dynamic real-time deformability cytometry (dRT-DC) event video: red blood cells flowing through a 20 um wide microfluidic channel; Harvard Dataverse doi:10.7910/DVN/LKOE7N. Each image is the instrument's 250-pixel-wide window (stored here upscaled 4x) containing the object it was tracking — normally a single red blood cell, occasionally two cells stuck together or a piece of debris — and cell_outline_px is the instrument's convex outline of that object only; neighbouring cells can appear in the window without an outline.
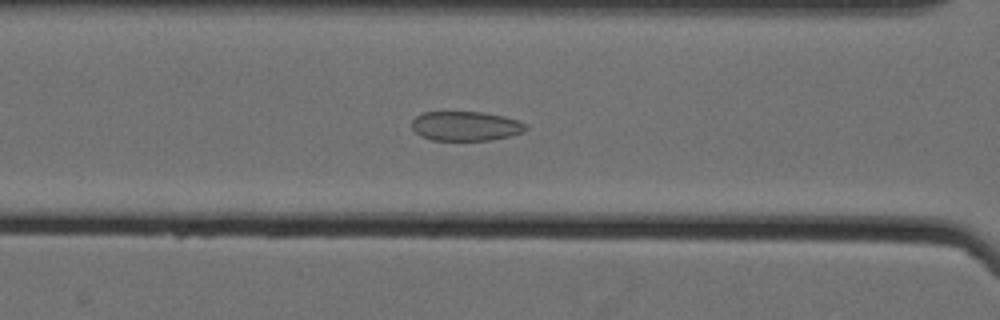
{"species": "Egyptian fruit bat (a non-hibernating species)", "species_latin": "Rousettus aegyptiacus", "temperature_condition": "cold", "stored_images_in_passage": 38, "camera_frame_rate_fps": 3000, "um_per_image_px": 0.085, "animal": {"sex": "female"}, "frame": {"image": 1, "passage_image": 8, "time_ms": 2.333, "image_size_px": [1000, 320], "cell_outline_px": [[528, 128], [524, 132], [508, 136], [488, 140], [432, 140], [420, 136], [412, 128], [412, 120], [416, 116], [424, 112], [484, 112], [504, 116], [528, 124]], "centroid_in_image_um": [39.59, 10.71], "position_along_channel_um": 127.0, "area_um2": 19.59}}
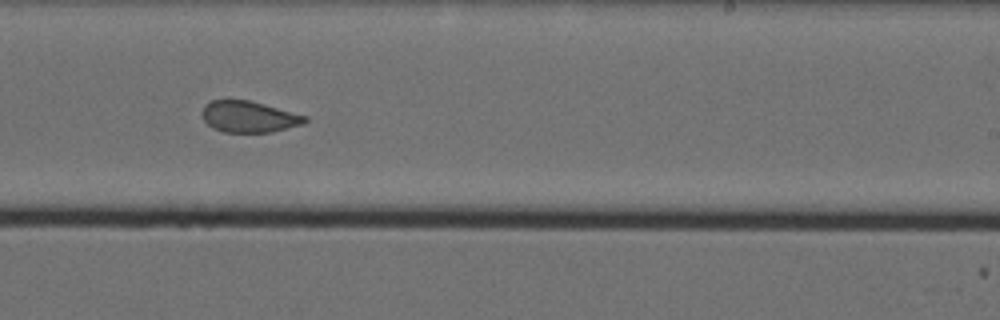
{"frame": {"image": 2, "passage_image": 20, "time_ms": 6.333, "image_size_px": [1000, 320], "cell_outline_px": [[308, 120], [304, 124], [272, 132], [224, 132], [212, 128], [204, 120], [200, 112], [204, 104], [212, 100], [248, 100], [264, 104], [308, 116]], "centroid_in_image_um": [21.15, 9.92], "position_along_channel_um": 267.9, "area_um2": 18.9}}
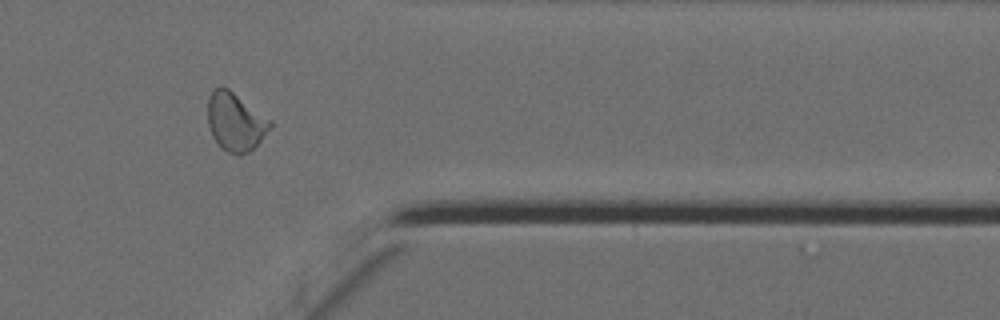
{"frame": {"image": 3, "passage_image": 31, "time_ms": 10.0, "image_size_px": [1000, 320], "cell_outline_px": [[272, 124], [260, 140], [248, 152], [240, 156], [236, 156], [220, 148], [212, 136], [208, 124], [208, 96], [212, 88], [220, 84], [228, 88], [272, 120]], "centroid_in_image_um": [19.97, 10.33], "position_along_channel_um": 391.4, "area_um2": 21.39}, "authors_computed_cell_mechanics": {"area_um2": 19.7676, "velocity_mm_per_s": 3.5301, "shape_relaxation_time_tau1_ms": null, "shape_relaxation_time_tau2_ms": 1.514, "deformation_change_tau1": null, "deformation_change_tau2": 0.0678}}